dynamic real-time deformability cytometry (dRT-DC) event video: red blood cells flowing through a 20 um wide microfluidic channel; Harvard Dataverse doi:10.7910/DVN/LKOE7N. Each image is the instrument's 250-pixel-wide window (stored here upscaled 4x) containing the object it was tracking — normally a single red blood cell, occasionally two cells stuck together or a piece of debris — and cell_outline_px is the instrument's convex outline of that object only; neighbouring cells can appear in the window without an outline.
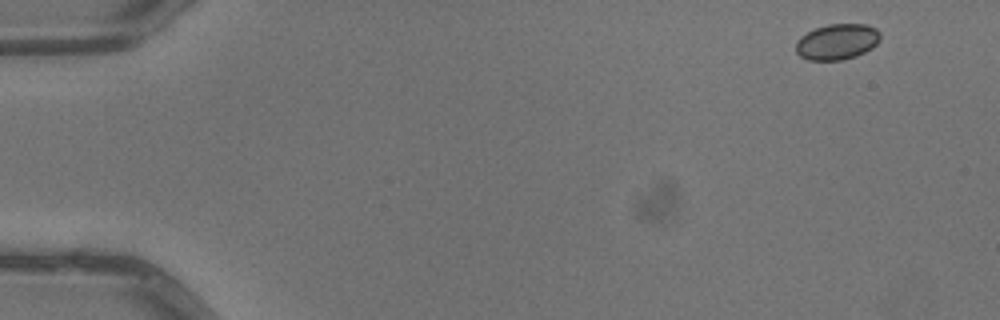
{"species": "common noctule bat (a hibernating species)", "species_latin": "Nyctalus noctula", "temperature_condition": "warm", "stored_images_in_passage": 7, "camera_frame_rate_fps": 3000, "um_per_image_px": 0.085, "animal": {"sex": "male", "body_mass_g": 13.3}, "frame": {"image": 1, "passage_image": 1, "time_ms": 0.0, "image_size_px": [1000, 320], "cell_outline_px": [[880, 40], [872, 48], [856, 56], [844, 60], [808, 60], [800, 56], [796, 52], [796, 40], [800, 36], [816, 28], [828, 24], [864, 24], [876, 28], [880, 32]], "centroid_in_image_um": [71.15, 3.55], "position_along_channel_um": 13.8, "area_um2": 17.69}}
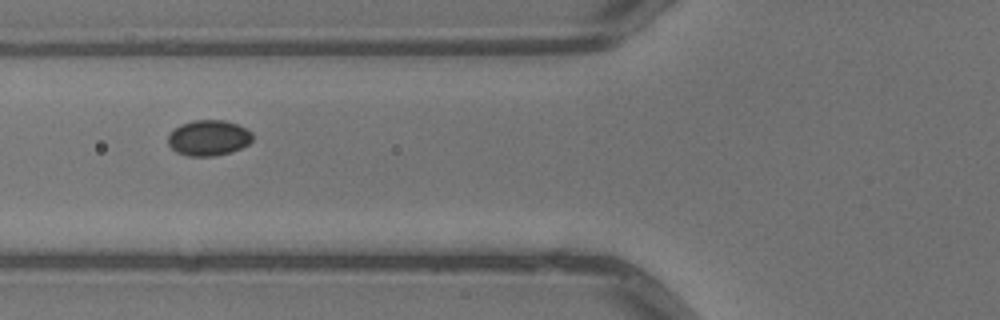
{"frame": {"image": 2, "passage_image": 5, "time_ms": 1.333, "image_size_px": [1000, 320], "cell_outline_px": [[252, 140], [248, 144], [232, 152], [212, 156], [188, 156], [176, 152], [168, 144], [168, 136], [180, 124], [192, 120], [224, 120], [236, 124], [252, 132]], "centroid_in_image_um": [17.72, 11.72], "position_along_channel_um": 108.1, "area_um2": 17.46}}
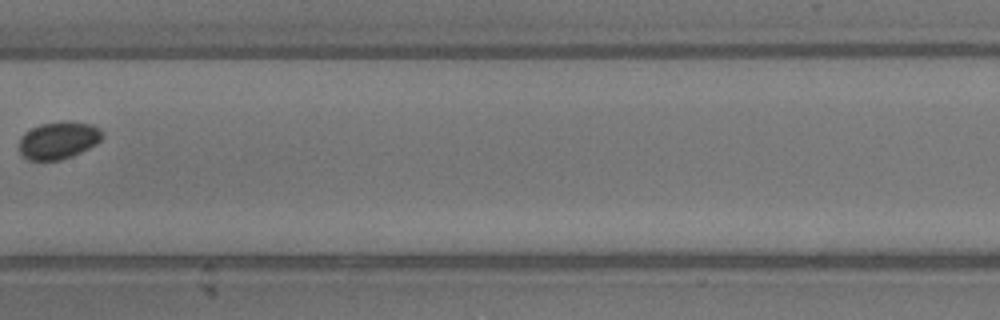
{"frame": {"image": 3, "passage_image": 7, "time_ms": 2.0, "image_size_px": [1000, 320], "cell_outline_px": [[104, 136], [96, 144], [72, 156], [60, 160], [28, 160], [20, 152], [20, 136], [24, 132], [40, 124], [92, 124], [100, 128], [104, 132]], "centroid_in_image_um": [4.96, 11.96], "position_along_channel_um": 202.4, "area_um2": 17.51}}